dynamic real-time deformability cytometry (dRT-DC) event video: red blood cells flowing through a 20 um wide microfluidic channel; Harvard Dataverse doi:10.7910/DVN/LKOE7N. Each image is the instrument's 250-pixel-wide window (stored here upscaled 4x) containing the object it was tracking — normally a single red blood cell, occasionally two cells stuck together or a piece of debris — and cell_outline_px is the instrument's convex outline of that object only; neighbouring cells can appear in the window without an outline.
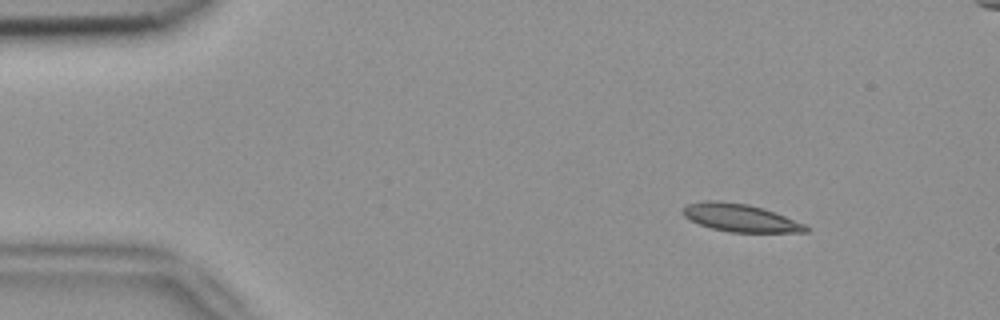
{"species": "common noctule bat (a hibernating species)", "species_latin": "Nyctalus noctula", "temperature_condition": "room temperature", "stored_images_in_passage": 4, "camera_frame_rate_fps": 3000, "um_per_image_px": 0.085, "animal": {"sex": "female", "body_mass_g": 18.4}, "frame": {"image": 1, "passage_image": 1, "time_ms": 0.0, "image_size_px": [1000, 320], "cell_outline_px": [[808, 232], [732, 232], [712, 228], [700, 224], [684, 216], [680, 212], [688, 204], [704, 200], [716, 200], [748, 204], [764, 208], [804, 224], [808, 228]], "centroid_in_image_um": [62.89, 18.5], "position_along_channel_um": 22.1, "area_um2": 19.65}}